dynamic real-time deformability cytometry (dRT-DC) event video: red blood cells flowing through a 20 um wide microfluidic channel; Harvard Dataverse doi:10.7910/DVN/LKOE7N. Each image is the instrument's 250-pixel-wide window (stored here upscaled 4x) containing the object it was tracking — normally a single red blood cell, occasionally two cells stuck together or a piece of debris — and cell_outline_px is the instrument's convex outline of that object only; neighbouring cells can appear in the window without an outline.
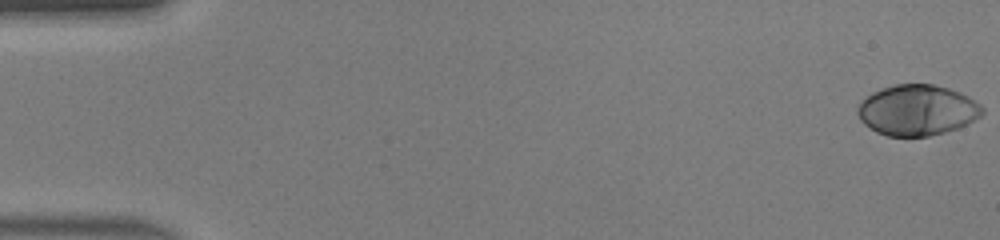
{"species": "human", "species_latin": "Homo sapiens", "temperature_condition": "warm", "stored_images_in_passage": 47, "camera_frame_rate_fps": 3000, "um_per_image_px": 0.085, "donor": {"sex": "male"}, "frame": {"image": 1, "passage_image": 1, "time_ms": 0.0, "image_size_px": [1000, 240], "cell_outline_px": [[984, 112], [980, 116], [956, 128], [944, 132], [928, 136], [888, 136], [876, 132], [864, 124], [860, 120], [856, 112], [856, 108], [872, 92], [896, 84], [932, 84], [948, 88], [960, 92], [968, 96], [980, 104], [984, 108]], "centroid_in_image_um": [77.95, 9.36], "position_along_channel_um": 7.1, "area_um2": 36.53}}
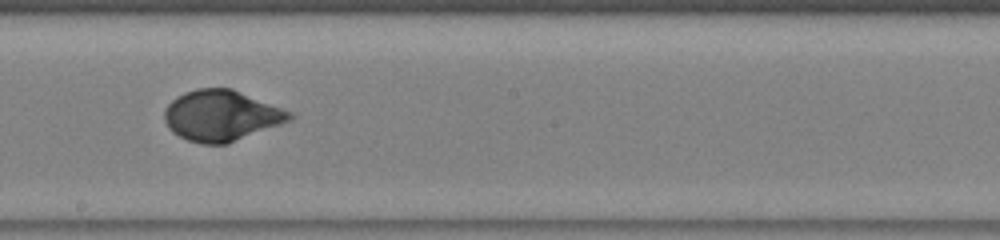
{"frame": {"image": 2, "passage_image": 27, "time_ms": 8.667, "image_size_px": [1000, 240], "cell_outline_px": [[296, 116], [292, 120], [228, 144], [200, 144], [188, 140], [172, 132], [168, 128], [164, 120], [164, 108], [176, 96], [184, 92], [196, 88], [232, 88], [292, 112]], "centroid_in_image_um": [18.81, 9.83], "position_along_channel_um": 229.4, "area_um2": 37.34}}
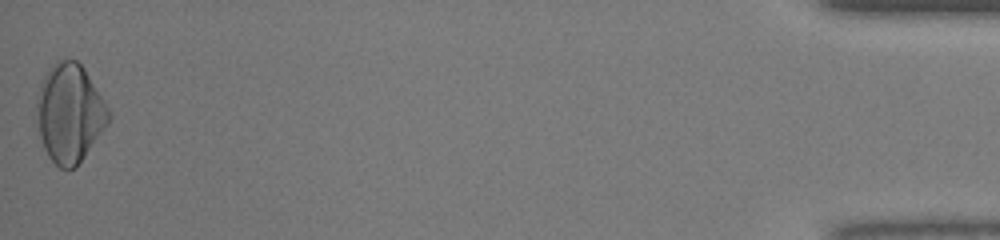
{"frame": {"image": 3, "passage_image": 47, "time_ms": 15.333, "image_size_px": [1000, 240], "cell_outline_px": [[112, 116], [108, 124], [76, 168], [60, 168], [48, 156], [44, 148], [40, 136], [36, 108], [36, 96], [40, 84], [48, 68], [56, 60], [76, 60], [84, 68], [112, 112]], "centroid_in_image_um": [5.93, 9.61], "position_along_channel_um": 429.3, "area_um2": 41.44}, "authors_computed_cell_mechanics": {"area_um2": 36.5874, "velocity_mm_per_s": 4.434, "shape_relaxation_time_tau1_ms": 4.0234, "shape_relaxation_time_tau2_ms": null, "deformation_change_tau1": 0.2267, "deformation_change_tau2": null}}